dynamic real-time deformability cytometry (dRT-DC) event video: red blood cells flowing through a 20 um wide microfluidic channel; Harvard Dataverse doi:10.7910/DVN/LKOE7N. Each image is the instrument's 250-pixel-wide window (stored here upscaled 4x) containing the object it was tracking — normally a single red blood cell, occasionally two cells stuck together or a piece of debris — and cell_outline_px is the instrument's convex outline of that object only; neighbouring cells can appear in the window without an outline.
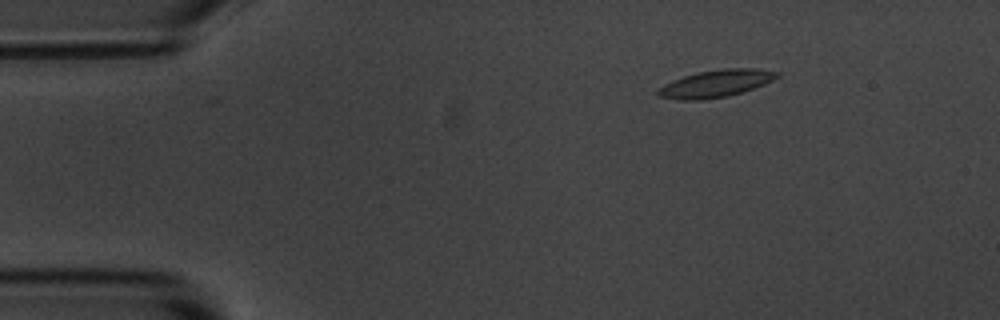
{"species": "common noctule bat (a hibernating species)", "species_latin": "Nyctalus noctula", "temperature_condition": "room temperature", "stored_images_in_passage": 6, "camera_frame_rate_fps": 3000, "um_per_image_px": 0.085, "animal": {"sex": "male", "body_mass_g": 20.1, "forearm_length_mm": 53.5}, "frame": {"image": 1, "passage_image": 2, "time_ms": 2.0, "image_size_px": [1000, 320], "cell_outline_px": [[780, 76], [764, 84], [728, 96], [700, 100], [680, 100], [656, 96], [656, 92], [664, 84], [672, 80], [696, 72], [724, 68], [760, 68], [780, 72]], "centroid_in_image_um": [60.84, 7.09], "position_along_channel_um": 24.2, "area_um2": 18.96}}
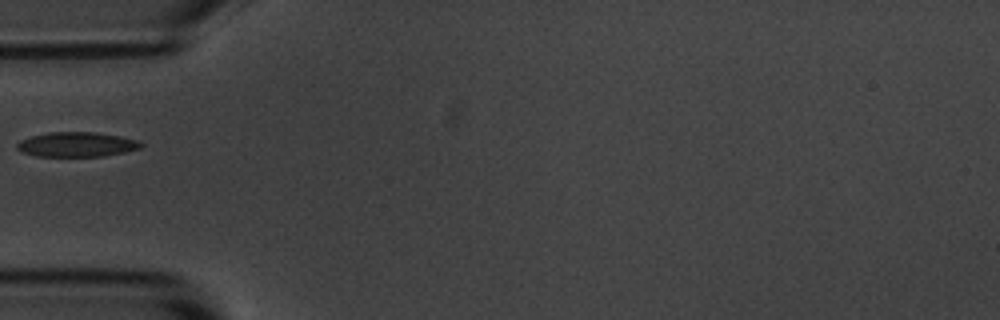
{"frame": {"image": 2, "passage_image": 5, "time_ms": 5.333, "image_size_px": [1000, 320], "cell_outline_px": [[144, 144], [140, 148], [124, 152], [104, 156], [36, 156], [20, 152], [16, 148], [16, 144], [20, 140], [32, 136], [48, 132], [92, 132], [120, 136], [136, 140]], "centroid_in_image_um": [6.48, 12.28], "position_along_channel_um": 78.5, "area_um2": 17.8}}